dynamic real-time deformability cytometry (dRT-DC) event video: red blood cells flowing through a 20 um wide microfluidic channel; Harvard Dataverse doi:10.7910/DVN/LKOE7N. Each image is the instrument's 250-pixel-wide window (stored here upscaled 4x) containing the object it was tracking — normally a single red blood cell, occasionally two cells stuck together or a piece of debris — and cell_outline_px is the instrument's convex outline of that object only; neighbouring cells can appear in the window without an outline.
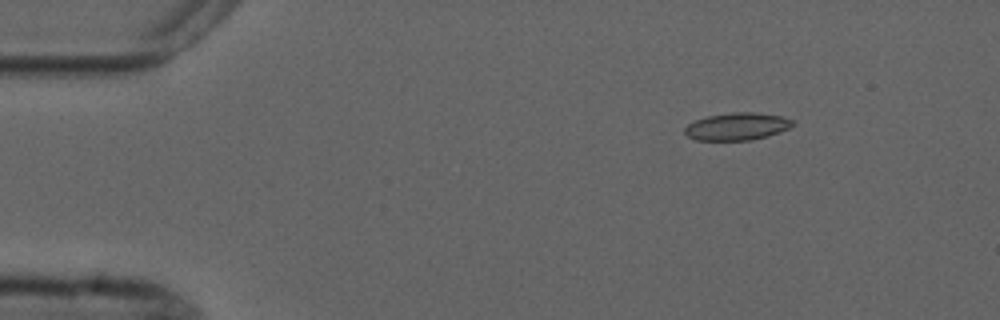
{"species": "common noctule bat (a hibernating species)", "species_latin": "Nyctalus noctula", "temperature_condition": "cold", "stored_images_in_passage": 4, "camera_frame_rate_fps": 3000, "um_per_image_px": 0.085, "animal": {"sex": "male", "forearm_length_mm": 52.5}, "frame": {"image": 1, "passage_image": 2, "time_ms": 1.333, "image_size_px": [1000, 320], "cell_outline_px": [[796, 124], [780, 132], [768, 136], [752, 140], [696, 140], [688, 136], [684, 132], [684, 128], [688, 124], [696, 120], [708, 116], [732, 112], [756, 112], [780, 116], [792, 120]], "centroid_in_image_um": [62.66, 10.75], "position_along_channel_um": 22.3, "area_um2": 17.22}}